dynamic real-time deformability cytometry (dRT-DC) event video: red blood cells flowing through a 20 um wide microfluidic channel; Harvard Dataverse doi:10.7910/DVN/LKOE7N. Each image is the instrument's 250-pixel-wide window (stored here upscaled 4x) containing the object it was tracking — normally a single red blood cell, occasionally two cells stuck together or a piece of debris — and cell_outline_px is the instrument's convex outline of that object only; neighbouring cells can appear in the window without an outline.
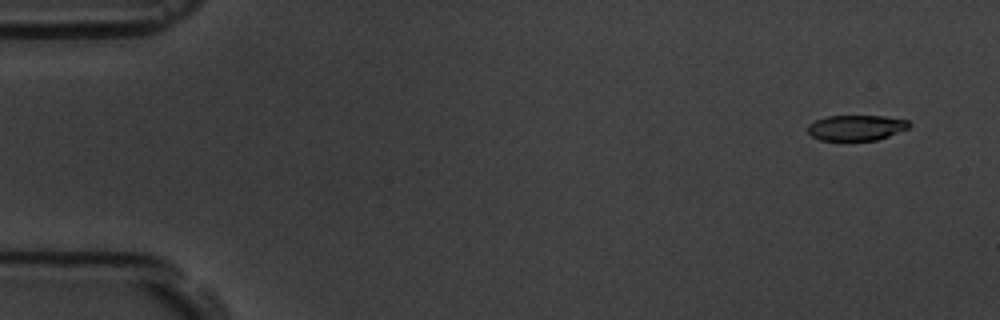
{"species": "common noctule bat (a hibernating species)", "species_latin": "Nyctalus noctula", "temperature_condition": "room temperature", "stored_images_in_passage": 58, "camera_frame_rate_fps": 3000, "um_per_image_px": 0.085, "animal": {"sex": "male", "body_mass_g": 19.5, "forearm_length_mm": 54.6}, "frame": {"image": 1, "passage_image": 4, "time_ms": 1.0, "image_size_px": [1000, 320], "cell_outline_px": [[912, 124], [908, 128], [888, 136], [876, 140], [820, 140], [812, 136], [808, 132], [808, 124], [824, 116], [884, 116], [908, 120]], "centroid_in_image_um": [72.78, 10.85], "position_along_channel_um": 12.2, "area_um2": 15.03}}
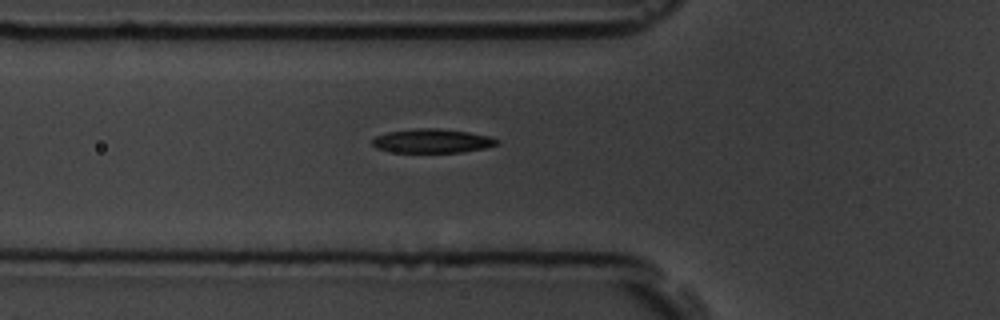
{"frame": {"image": 2, "passage_image": 21, "time_ms": 6.667, "image_size_px": [1000, 320], "cell_outline_px": [[500, 144], [484, 148], [460, 152], [392, 152], [376, 148], [372, 144], [372, 140], [376, 136], [388, 132], [416, 128], [436, 128], [468, 132], [488, 136], [500, 140]], "centroid_in_image_um": [36.74, 11.98], "position_along_channel_um": 89.1, "area_um2": 17.34}}
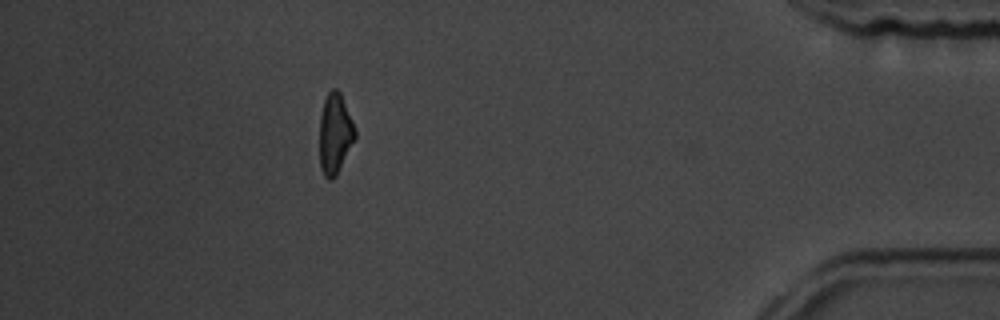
{"frame": {"image": 3, "passage_image": 52, "time_ms": 17.0, "image_size_px": [1000, 320], "cell_outline_px": [[356, 136], [336, 176], [332, 180], [328, 180], [324, 176], [320, 168], [320, 116], [324, 100], [328, 92], [332, 88], [336, 88], [340, 92], [352, 120], [356, 132]], "centroid_in_image_um": [28.46, 11.37], "position_along_channel_um": 406.7, "area_um2": 16.53}, "authors_computed_cell_mechanics": {"area_um2": 17.3689, "velocity_mm_per_s": 3.5628, "shape_relaxation_time_tau1_ms": 4.2311, "shape_relaxation_time_tau2_ms": 6.3729, "deformation_change_tau1": 0.1589, "deformation_change_tau2": 0.1473}}